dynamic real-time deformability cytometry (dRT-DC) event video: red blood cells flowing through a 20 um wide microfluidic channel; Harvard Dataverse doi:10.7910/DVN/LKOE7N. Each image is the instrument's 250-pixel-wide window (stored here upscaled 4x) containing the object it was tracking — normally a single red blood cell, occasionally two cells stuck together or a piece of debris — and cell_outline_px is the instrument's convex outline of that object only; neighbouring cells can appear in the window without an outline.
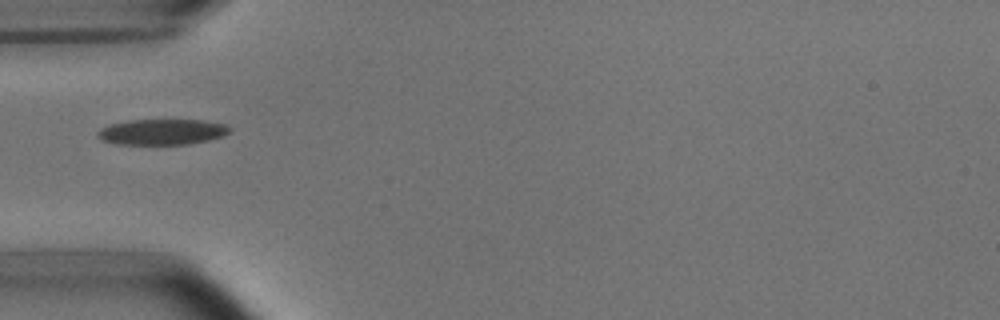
{"species": "common noctule bat (a hibernating species)", "species_latin": "Nyctalus noctula", "temperature_condition": "room temperature", "stored_images_in_passage": 1, "camera_frame_rate_fps": 3000, "um_per_image_px": 0.085, "animal": {"sex": "male", "body_mass_g": 15.6}, "frame": {"image": 1, "passage_image": 1, "time_ms": 0.0, "image_size_px": [1000, 320], "cell_outline_px": [[232, 128], [228, 132], [220, 136], [208, 140], [188, 144], [116, 144], [104, 140], [96, 136], [96, 132], [100, 128], [112, 124], [128, 120], [204, 120], [224, 124]], "centroid_in_image_um": [13.75, 11.21], "position_along_channel_um": 71.3, "area_um2": 19.59}}